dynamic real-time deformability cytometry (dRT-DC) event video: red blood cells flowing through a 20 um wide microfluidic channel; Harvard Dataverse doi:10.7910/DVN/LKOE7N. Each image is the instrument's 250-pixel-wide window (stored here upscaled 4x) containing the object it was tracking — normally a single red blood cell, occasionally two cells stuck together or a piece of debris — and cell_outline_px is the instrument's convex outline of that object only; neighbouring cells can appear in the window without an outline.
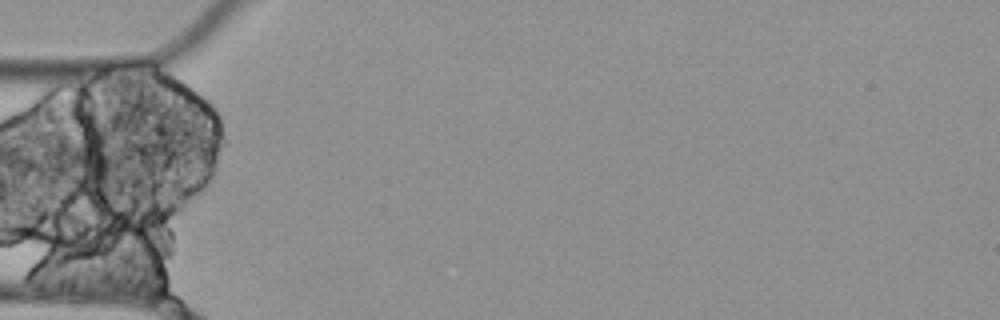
{"species": "Egyptian fruit bat (a non-hibernating species)", "species_latin": "Rousettus aegyptiacus", "temperature_condition": "cold", "stored_images_in_passage": 4, "camera_frame_rate_fps": 3000, "um_per_image_px": 0.085, "animal": {"sex": "female"}, "frame": {"image": 1, "passage_image": 3, "time_ms": 0.667, "image_size_px": [1000, 320], "cell_outline_px": [[108, 168], [104, 172], [72, 184], [64, 184], [52, 176], [48, 168], [60, 144], [76, 144], [104, 152], [108, 160]], "centroid_in_image_um": [6.55, 13.89], "position_along_channel_um": 78.4, "area_um2": 12.66}}